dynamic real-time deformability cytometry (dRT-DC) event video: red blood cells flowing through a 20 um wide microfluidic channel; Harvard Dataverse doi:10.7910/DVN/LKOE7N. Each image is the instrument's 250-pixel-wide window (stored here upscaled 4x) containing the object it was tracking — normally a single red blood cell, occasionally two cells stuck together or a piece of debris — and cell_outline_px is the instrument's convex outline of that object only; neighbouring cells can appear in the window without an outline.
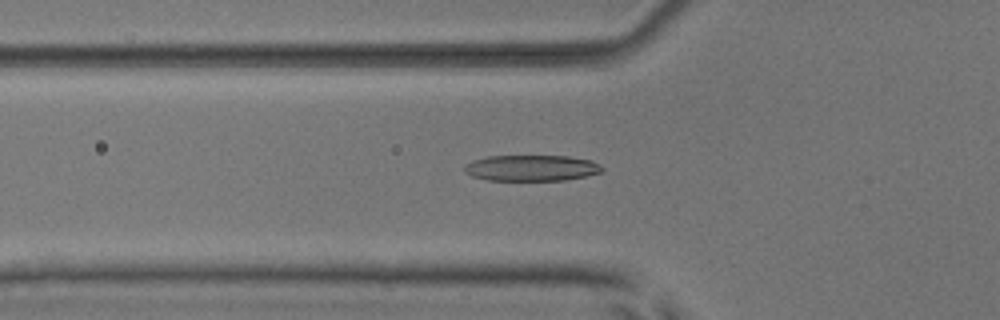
{"species": "common noctule bat (a hibernating species)", "species_latin": "Nyctalus noctula", "temperature_condition": "room temperature", "stored_images_in_passage": 39, "camera_frame_rate_fps": 3000, "um_per_image_px": 0.085, "animal": {"sex": "male", "body_mass_g": 17.9, "forearm_length_mm": 54.2}, "frame": {"image": 1, "passage_image": 5, "time_ms": 1.333, "image_size_px": [1000, 320], "cell_outline_px": [[604, 168], [600, 172], [584, 176], [564, 180], [488, 180], [472, 176], [464, 172], [464, 168], [472, 160], [488, 156], [568, 156], [592, 160], [600, 164]], "centroid_in_image_um": [45.18, 14.27], "position_along_channel_um": 80.6, "area_um2": 20.75}}
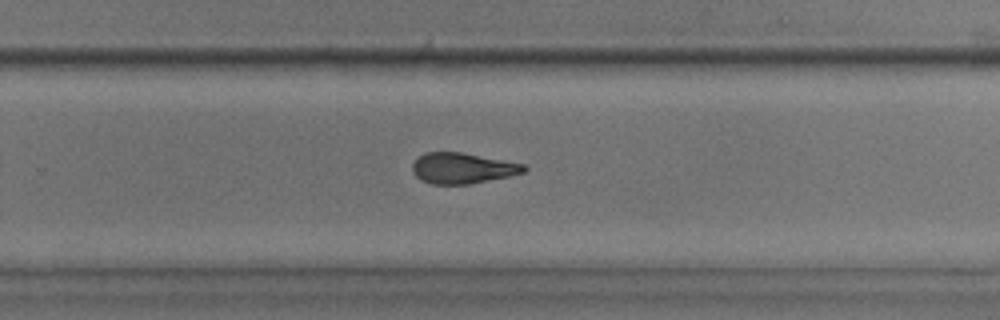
{"frame": {"image": 2, "passage_image": 21, "time_ms": 6.667, "image_size_px": [1000, 320], "cell_outline_px": [[528, 168], [524, 172], [508, 176], [472, 184], [432, 184], [420, 180], [412, 172], [412, 164], [420, 156], [428, 152], [460, 152], [528, 164]], "centroid_in_image_um": [39.34, 14.3], "position_along_channel_um": 290.5, "area_um2": 20.06}}
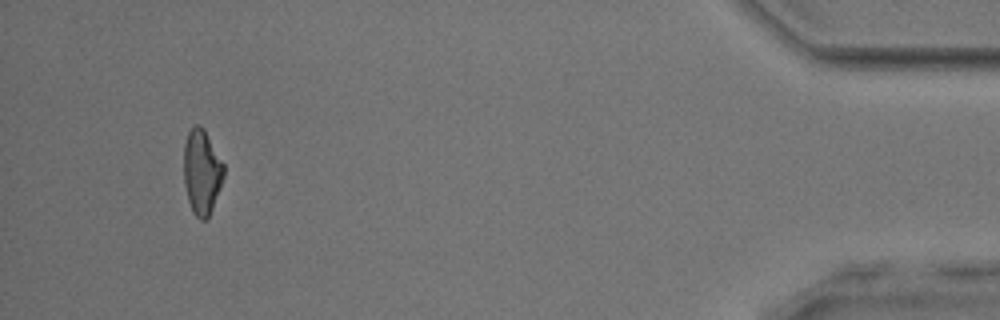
{"frame": {"image": 3, "passage_image": 36, "time_ms": 11.667, "image_size_px": [1000, 320], "cell_outline_px": [[224, 176], [220, 188], [208, 220], [200, 220], [192, 212], [188, 200], [184, 184], [184, 144], [188, 132], [196, 124], [200, 124], [204, 128], [224, 164]], "centroid_in_image_um": [17.15, 14.63], "position_along_channel_um": 418.0, "area_um2": 19.94}, "authors_computed_cell_mechanics": {"area_um2": 20.519, "velocity_mm_per_s": 3.9349, "shape_relaxation_time_tau1_ms": 2.7082, "shape_relaxation_time_tau2_ms": 2.8739, "deformation_change_tau1": 0.1339, "deformation_change_tau2": 0.1284}}